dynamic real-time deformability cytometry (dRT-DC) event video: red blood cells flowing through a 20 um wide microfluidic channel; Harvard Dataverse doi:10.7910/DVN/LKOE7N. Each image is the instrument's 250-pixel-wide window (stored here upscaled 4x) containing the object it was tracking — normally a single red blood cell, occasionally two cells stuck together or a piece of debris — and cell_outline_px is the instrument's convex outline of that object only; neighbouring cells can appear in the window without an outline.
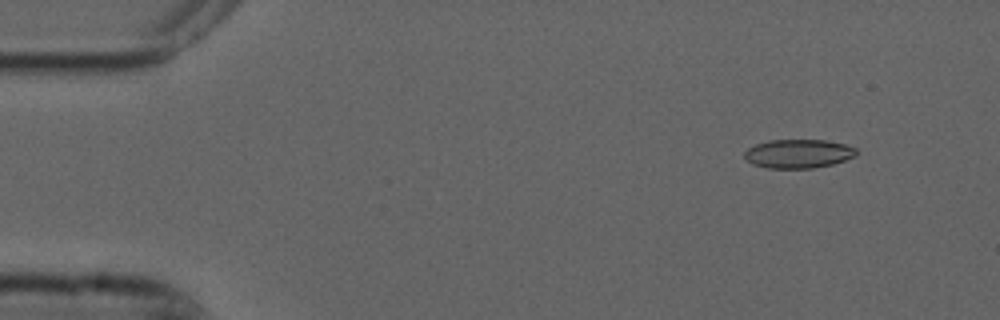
{"species": "common noctule bat (a hibernating species)", "species_latin": "Nyctalus noctula", "temperature_condition": "cold", "stored_images_in_passage": 6, "segment_of_instrument_passage": [2, 2], "camera_frame_rate_fps": 3000, "um_per_image_px": 0.085, "animal": {"sex": "male", "forearm_length_mm": 52.5}, "frame": {"image": 1, "passage_image": 6, "time_ms": 1.667, "image_size_px": [1000, 320], "cell_outline_px": [[856, 156], [832, 164], [812, 168], [768, 168], [752, 164], [744, 156], [744, 152], [748, 148], [756, 144], [768, 140], [828, 140], [844, 144], [856, 148]], "centroid_in_image_um": [67.85, 13.06], "position_along_channel_um": 17.1, "area_um2": 18.73}}